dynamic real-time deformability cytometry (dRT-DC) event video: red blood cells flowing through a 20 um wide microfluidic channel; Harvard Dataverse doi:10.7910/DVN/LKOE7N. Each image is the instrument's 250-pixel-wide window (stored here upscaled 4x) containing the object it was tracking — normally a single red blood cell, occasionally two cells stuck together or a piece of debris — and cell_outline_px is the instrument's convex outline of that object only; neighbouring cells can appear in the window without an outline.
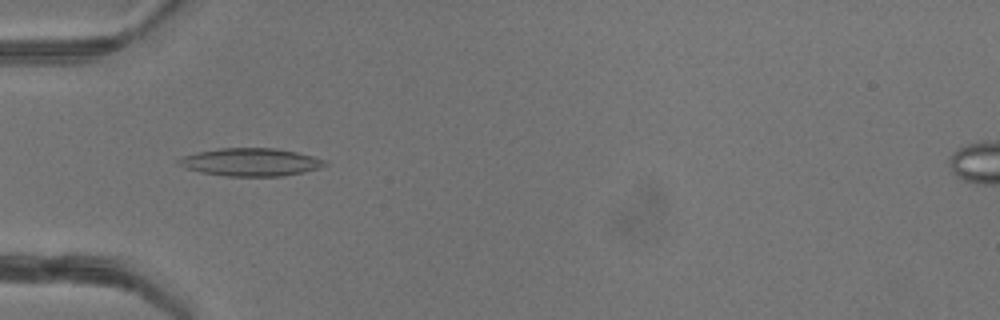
{"species": "common noctule bat (a hibernating species)", "species_latin": "Nyctalus noctula", "temperature_condition": "warm", "stored_images_in_passage": 42, "camera_frame_rate_fps": 3000, "um_per_image_px": 0.085, "animal": {"sex": "female"}, "frame": {"image": 1, "passage_image": 9, "time_ms": 2.667, "image_size_px": [1000, 320], "cell_outline_px": [[328, 164], [320, 168], [304, 172], [280, 176], [224, 176], [200, 172], [184, 168], [176, 160], [184, 156], [196, 152], [220, 148], [276, 148], [296, 152], [312, 156], [324, 160]], "centroid_in_image_um": [21.29, 13.78], "position_along_channel_um": 63.7, "area_um2": 23.7}}
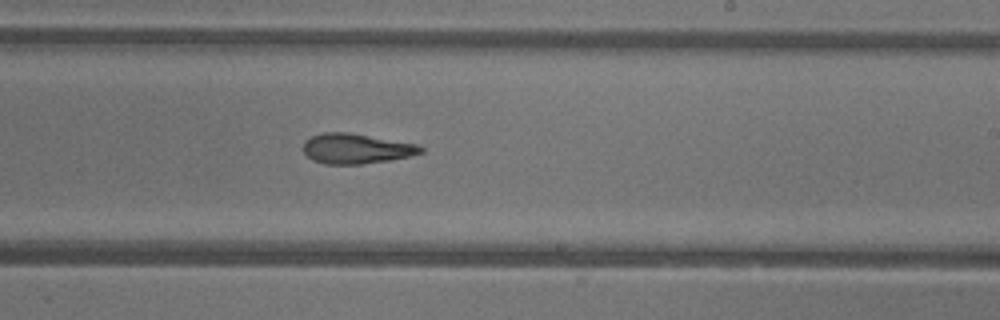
{"frame": {"image": 2, "passage_image": 23, "time_ms": 7.333, "image_size_px": [1000, 320], "cell_outline_px": [[424, 152], [408, 156], [388, 160], [360, 164], [324, 164], [312, 160], [304, 152], [304, 140], [312, 136], [324, 132], [348, 132], [416, 144], [424, 148]], "centroid_in_image_um": [30.25, 12.63], "position_along_channel_um": 258.8, "area_um2": 20.4}}
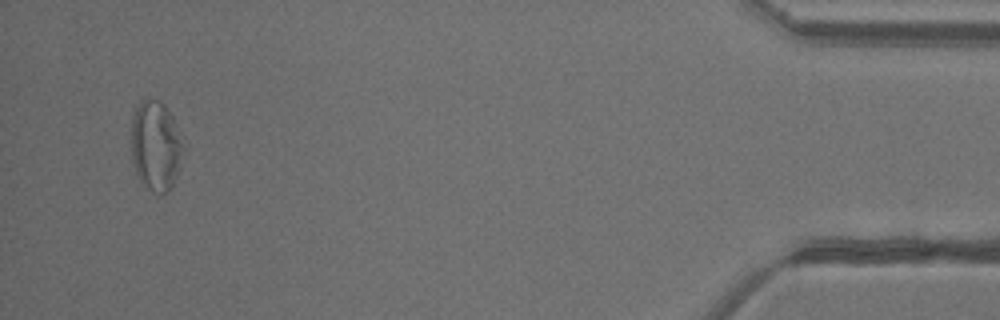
{"frame": {"image": 3, "passage_image": 40, "time_ms": 13.0, "image_size_px": [1000, 320], "cell_outline_px": [[184, 148], [176, 176], [168, 192], [160, 196], [152, 192], [140, 180], [136, 172], [132, 160], [132, 112], [140, 100], [160, 100], [164, 104], [172, 116], [176, 124]], "centroid_in_image_um": [13.23, 12.39], "position_along_channel_um": 422.0, "area_um2": 27.22}, "authors_computed_cell_mechanics": {"area_um2": 22.4842, "velocity_mm_per_s": 4.2205, "shape_relaxation_time_tau1_ms": 4.9409, "shape_relaxation_time_tau2_ms": 3.5973, "deformation_change_tau1": 0.1587, "deformation_change_tau2": 0.1514}}